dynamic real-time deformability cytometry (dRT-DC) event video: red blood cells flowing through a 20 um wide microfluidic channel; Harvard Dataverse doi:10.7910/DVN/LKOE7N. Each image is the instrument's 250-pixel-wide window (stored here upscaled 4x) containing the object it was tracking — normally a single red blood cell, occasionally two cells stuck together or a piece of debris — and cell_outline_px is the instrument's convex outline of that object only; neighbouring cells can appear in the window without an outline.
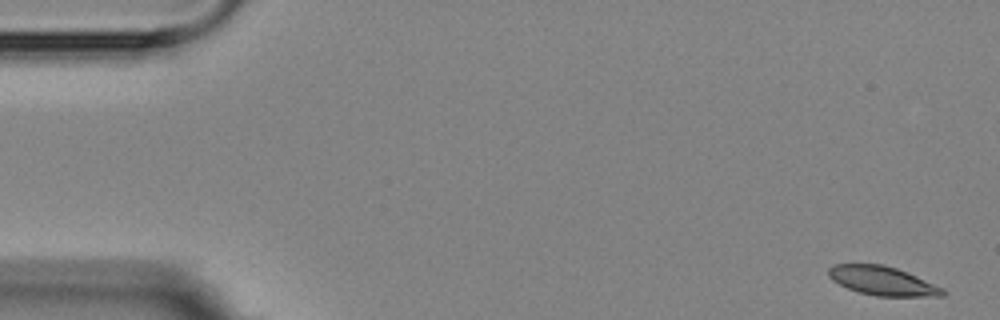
{"species": "Egyptian fruit bat (a non-hibernating species)", "species_latin": "Rousettus aegyptiacus", "temperature_condition": "room temperature", "stored_images_in_passage": 6, "camera_frame_rate_fps": 3000, "um_per_image_px": 0.085, "animal": {"sex": "female"}, "frame": {"image": 1, "passage_image": 1, "time_ms": 0.0, "image_size_px": [1000, 320], "cell_outline_px": [[948, 292], [944, 296], [876, 296], [860, 292], [848, 288], [832, 280], [828, 276], [828, 268], [832, 264], [880, 264], [896, 268], [916, 276], [944, 288]], "centroid_in_image_um": [75.02, 23.87], "position_along_channel_um": 10.0, "area_um2": 19.19}}